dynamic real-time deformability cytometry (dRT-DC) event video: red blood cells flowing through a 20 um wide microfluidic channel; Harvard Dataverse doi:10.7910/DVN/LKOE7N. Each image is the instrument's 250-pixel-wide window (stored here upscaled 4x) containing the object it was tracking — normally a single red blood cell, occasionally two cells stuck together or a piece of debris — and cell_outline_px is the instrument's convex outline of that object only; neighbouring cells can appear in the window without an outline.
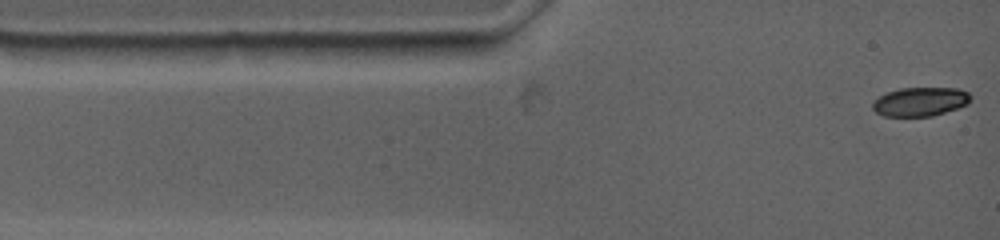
{"species": "common noctule bat (a hibernating species)", "species_latin": "Nyctalus noctula", "temperature_condition": "warm", "stored_images_in_passage": 50, "camera_frame_rate_fps": 4500, "um_per_image_px": 0.085, "animal": {"sex": "female", "body_mass_g": 19.0, "forearm_length_mm": 53.3}, "frame": {"image": 1, "passage_image": 1, "time_ms": 0.0, "image_size_px": [1000, 240], "cell_outline_px": [[972, 96], [968, 104], [932, 116], [884, 116], [876, 112], [872, 108], [872, 100], [888, 92], [900, 88], [956, 88], [968, 92]], "centroid_in_image_um": [78.2, 8.64], "position_along_channel_um": 6.8, "area_um2": 16.47}}
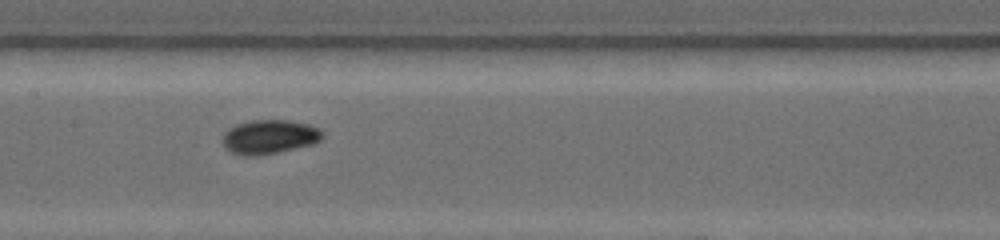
{"frame": {"image": 2, "passage_image": 27, "time_ms": 6.0, "image_size_px": [1000, 240], "cell_outline_px": [[324, 136], [320, 140], [312, 144], [276, 152], [252, 156], [244, 156], [232, 152], [224, 148], [224, 132], [228, 128], [236, 124], [252, 120], [288, 120], [308, 124], [320, 128], [324, 132]], "centroid_in_image_um": [22.91, 11.62], "position_along_channel_um": 184.5, "area_um2": 19.77}}
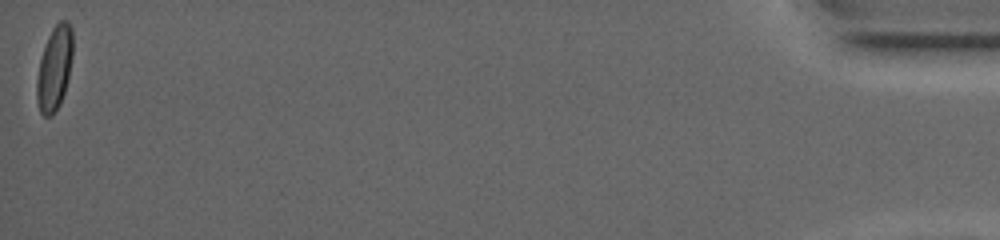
{"frame": {"image": 3, "passage_image": 50, "time_ms": 17.333, "image_size_px": [1000, 240], "cell_outline_px": [[72, 56], [68, 76], [64, 92], [60, 104], [52, 116], [44, 116], [40, 112], [36, 96], [36, 80], [40, 60], [44, 44], [52, 28], [60, 20], [68, 20], [72, 28]], "centroid_in_image_um": [4.61, 5.78], "position_along_channel_um": 430.6, "area_um2": 17.69}, "authors_computed_cell_mechanics": {"area_um2": 17.629, "velocity_mm_per_s": 3.6628, "shape_relaxation_time_tau1_ms": 2.8494, "shape_relaxation_time_tau2_ms": null, "deformation_change_tau1": 0.0979, "deformation_change_tau2": null}}